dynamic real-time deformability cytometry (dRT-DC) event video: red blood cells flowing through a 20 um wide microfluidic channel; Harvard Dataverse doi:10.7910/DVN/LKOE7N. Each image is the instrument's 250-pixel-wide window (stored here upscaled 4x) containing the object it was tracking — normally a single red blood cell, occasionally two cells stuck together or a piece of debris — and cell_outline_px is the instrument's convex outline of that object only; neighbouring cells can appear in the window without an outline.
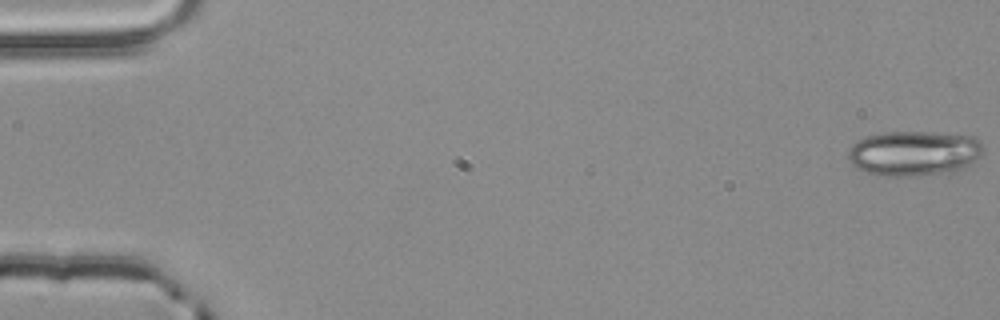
{"species": "common noctule bat (a hibernating species)", "species_latin": "Nyctalus noctula", "temperature_condition": "room temperature", "stored_images_in_passage": 55, "camera_frame_rate_fps": 3000, "um_per_image_px": 0.085, "animal": {"sex": "male", "body_mass_g": 20.4}, "frame": {"image": 1, "passage_image": 1, "time_ms": 0.0, "image_size_px": [1000, 320], "cell_outline_px": [[984, 152], [976, 160], [964, 168], [956, 172], [916, 176], [876, 176], [864, 172], [856, 168], [848, 160], [848, 148], [856, 140], [864, 136], [884, 132], [928, 132], [976, 136], [980, 140], [984, 148]], "centroid_in_image_um": [77.68, 13.04], "position_along_channel_um": 7.3, "area_um2": 36.36}}
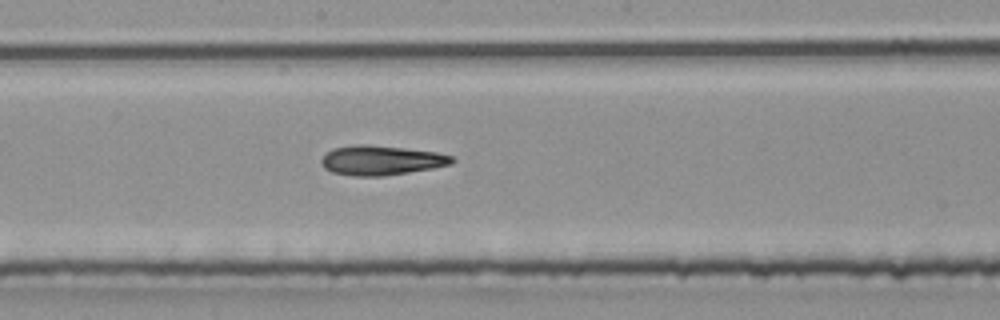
{"frame": {"image": 2, "passage_image": 30, "time_ms": 9.667, "image_size_px": [1000, 320], "cell_outline_px": [[456, 160], [452, 164], [432, 168], [384, 176], [352, 176], [332, 172], [324, 168], [320, 164], [320, 160], [332, 148], [360, 144], [364, 144], [404, 148], [436, 152], [452, 156]], "centroid_in_image_um": [32.39, 13.63], "position_along_channel_um": 215.8, "area_um2": 22.48}}
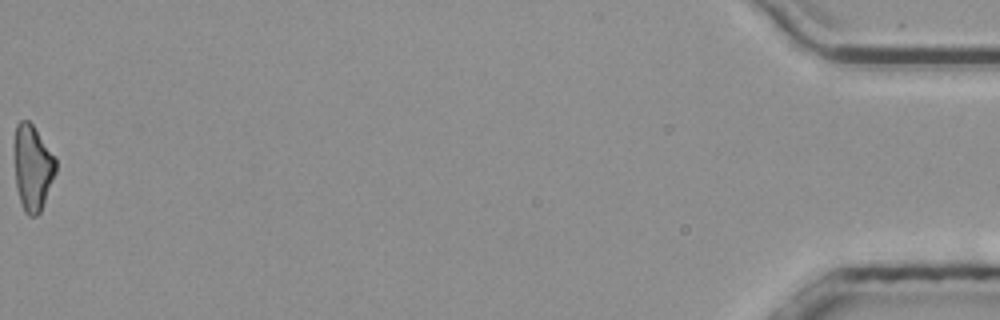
{"frame": {"image": 3, "passage_image": 55, "time_ms": 18.0, "image_size_px": [1000, 320], "cell_outline_px": [[56, 172], [40, 212], [36, 216], [28, 216], [24, 212], [20, 200], [16, 184], [12, 152], [16, 124], [20, 120], [28, 120], [32, 124], [56, 156]], "centroid_in_image_um": [2.75, 14.21], "position_along_channel_um": 432.5, "area_um2": 21.15}}